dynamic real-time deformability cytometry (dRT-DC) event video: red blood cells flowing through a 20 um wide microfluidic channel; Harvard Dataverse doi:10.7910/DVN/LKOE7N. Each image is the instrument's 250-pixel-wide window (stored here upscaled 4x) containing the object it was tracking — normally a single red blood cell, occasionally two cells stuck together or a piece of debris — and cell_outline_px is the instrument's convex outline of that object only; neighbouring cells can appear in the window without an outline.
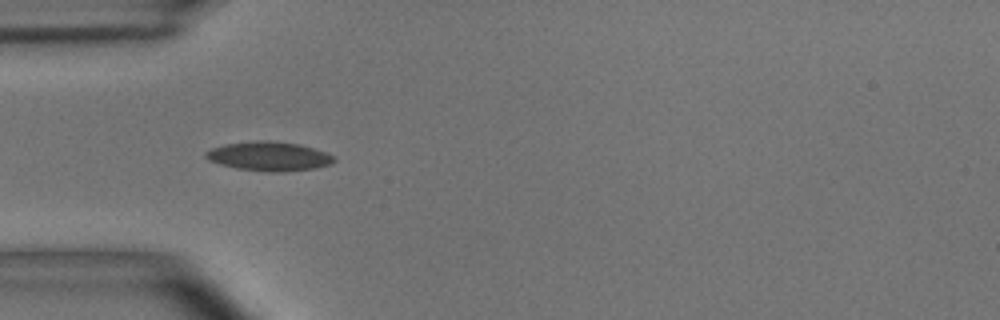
{"species": "common noctule bat (a hibernating species)", "species_latin": "Nyctalus noctula", "temperature_condition": "room temperature", "stored_images_in_passage": 12, "camera_frame_rate_fps": 3000, "um_per_image_px": 0.085, "animal": {"sex": "male", "body_mass_g": 15.6}, "frame": {"image": 1, "passage_image": 6, "time_ms": 1.667, "image_size_px": [1000, 320], "cell_outline_px": [[336, 160], [328, 164], [312, 168], [284, 172], [268, 172], [236, 168], [220, 164], [208, 160], [204, 156], [204, 152], [212, 148], [224, 144], [256, 140], [272, 140], [300, 144], [324, 152], [332, 156]], "centroid_in_image_um": [22.8, 13.27], "position_along_channel_um": 62.2, "area_um2": 21.73}}